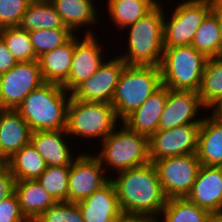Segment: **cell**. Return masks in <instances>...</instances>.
Listing matches in <instances>:
<instances>
[{
    "label": "cell",
    "mask_w": 222,
    "mask_h": 222,
    "mask_svg": "<svg viewBox=\"0 0 222 222\" xmlns=\"http://www.w3.org/2000/svg\"><path fill=\"white\" fill-rule=\"evenodd\" d=\"M110 180L123 212L159 218L167 198L153 162L118 172Z\"/></svg>",
    "instance_id": "cell-1"
},
{
    "label": "cell",
    "mask_w": 222,
    "mask_h": 222,
    "mask_svg": "<svg viewBox=\"0 0 222 222\" xmlns=\"http://www.w3.org/2000/svg\"><path fill=\"white\" fill-rule=\"evenodd\" d=\"M70 98L71 93L62 85L45 82L31 91L15 110L32 132L66 130Z\"/></svg>",
    "instance_id": "cell-2"
},
{
    "label": "cell",
    "mask_w": 222,
    "mask_h": 222,
    "mask_svg": "<svg viewBox=\"0 0 222 222\" xmlns=\"http://www.w3.org/2000/svg\"><path fill=\"white\" fill-rule=\"evenodd\" d=\"M160 2L126 29V53L118 56L128 65L160 66L164 51V8Z\"/></svg>",
    "instance_id": "cell-3"
},
{
    "label": "cell",
    "mask_w": 222,
    "mask_h": 222,
    "mask_svg": "<svg viewBox=\"0 0 222 222\" xmlns=\"http://www.w3.org/2000/svg\"><path fill=\"white\" fill-rule=\"evenodd\" d=\"M115 128L100 144V153H93L109 175L145 165L149 162V138L130 130L124 123ZM119 127H122L119 129ZM105 166V167H104Z\"/></svg>",
    "instance_id": "cell-4"
},
{
    "label": "cell",
    "mask_w": 222,
    "mask_h": 222,
    "mask_svg": "<svg viewBox=\"0 0 222 222\" xmlns=\"http://www.w3.org/2000/svg\"><path fill=\"white\" fill-rule=\"evenodd\" d=\"M160 66L126 64L112 98V106L122 122L160 87Z\"/></svg>",
    "instance_id": "cell-5"
},
{
    "label": "cell",
    "mask_w": 222,
    "mask_h": 222,
    "mask_svg": "<svg viewBox=\"0 0 222 222\" xmlns=\"http://www.w3.org/2000/svg\"><path fill=\"white\" fill-rule=\"evenodd\" d=\"M121 124L111 103L75 99L67 108L66 132L69 139H99L101 142Z\"/></svg>",
    "instance_id": "cell-6"
},
{
    "label": "cell",
    "mask_w": 222,
    "mask_h": 222,
    "mask_svg": "<svg viewBox=\"0 0 222 222\" xmlns=\"http://www.w3.org/2000/svg\"><path fill=\"white\" fill-rule=\"evenodd\" d=\"M206 61L192 45L164 47L160 64L162 86L199 92Z\"/></svg>",
    "instance_id": "cell-7"
},
{
    "label": "cell",
    "mask_w": 222,
    "mask_h": 222,
    "mask_svg": "<svg viewBox=\"0 0 222 222\" xmlns=\"http://www.w3.org/2000/svg\"><path fill=\"white\" fill-rule=\"evenodd\" d=\"M171 13L164 14V47L192 45L195 33L212 11L207 0H183Z\"/></svg>",
    "instance_id": "cell-8"
},
{
    "label": "cell",
    "mask_w": 222,
    "mask_h": 222,
    "mask_svg": "<svg viewBox=\"0 0 222 222\" xmlns=\"http://www.w3.org/2000/svg\"><path fill=\"white\" fill-rule=\"evenodd\" d=\"M153 163L167 199L187 197L201 166L196 153L165 157Z\"/></svg>",
    "instance_id": "cell-9"
},
{
    "label": "cell",
    "mask_w": 222,
    "mask_h": 222,
    "mask_svg": "<svg viewBox=\"0 0 222 222\" xmlns=\"http://www.w3.org/2000/svg\"><path fill=\"white\" fill-rule=\"evenodd\" d=\"M44 83L38 60L18 62L0 75V109H17L31 91Z\"/></svg>",
    "instance_id": "cell-10"
},
{
    "label": "cell",
    "mask_w": 222,
    "mask_h": 222,
    "mask_svg": "<svg viewBox=\"0 0 222 222\" xmlns=\"http://www.w3.org/2000/svg\"><path fill=\"white\" fill-rule=\"evenodd\" d=\"M92 29L85 30L82 38L80 34H75V48L72 57L71 68L68 79L62 84V87L72 93L81 83L89 79L106 60L102 52L103 43L100 44ZM78 35V36H77Z\"/></svg>",
    "instance_id": "cell-11"
},
{
    "label": "cell",
    "mask_w": 222,
    "mask_h": 222,
    "mask_svg": "<svg viewBox=\"0 0 222 222\" xmlns=\"http://www.w3.org/2000/svg\"><path fill=\"white\" fill-rule=\"evenodd\" d=\"M70 167L68 202L77 203L104 186L110 177L94 154L79 153Z\"/></svg>",
    "instance_id": "cell-12"
},
{
    "label": "cell",
    "mask_w": 222,
    "mask_h": 222,
    "mask_svg": "<svg viewBox=\"0 0 222 222\" xmlns=\"http://www.w3.org/2000/svg\"><path fill=\"white\" fill-rule=\"evenodd\" d=\"M201 123L185 124L166 130H157L149 138L151 162L170 156L197 153Z\"/></svg>",
    "instance_id": "cell-13"
},
{
    "label": "cell",
    "mask_w": 222,
    "mask_h": 222,
    "mask_svg": "<svg viewBox=\"0 0 222 222\" xmlns=\"http://www.w3.org/2000/svg\"><path fill=\"white\" fill-rule=\"evenodd\" d=\"M108 59L86 81L81 83L71 96L78 100L111 103L115 88L126 63L116 55Z\"/></svg>",
    "instance_id": "cell-14"
},
{
    "label": "cell",
    "mask_w": 222,
    "mask_h": 222,
    "mask_svg": "<svg viewBox=\"0 0 222 222\" xmlns=\"http://www.w3.org/2000/svg\"><path fill=\"white\" fill-rule=\"evenodd\" d=\"M201 109L203 111L207 108L202 104L198 92L168 88L165 108L159 120V130L171 129L185 124L201 123L204 118L203 116L199 117Z\"/></svg>",
    "instance_id": "cell-15"
},
{
    "label": "cell",
    "mask_w": 222,
    "mask_h": 222,
    "mask_svg": "<svg viewBox=\"0 0 222 222\" xmlns=\"http://www.w3.org/2000/svg\"><path fill=\"white\" fill-rule=\"evenodd\" d=\"M186 198L211 214H220L222 210V166L201 165Z\"/></svg>",
    "instance_id": "cell-16"
},
{
    "label": "cell",
    "mask_w": 222,
    "mask_h": 222,
    "mask_svg": "<svg viewBox=\"0 0 222 222\" xmlns=\"http://www.w3.org/2000/svg\"><path fill=\"white\" fill-rule=\"evenodd\" d=\"M77 204L84 222H114L123 212L111 180Z\"/></svg>",
    "instance_id": "cell-17"
},
{
    "label": "cell",
    "mask_w": 222,
    "mask_h": 222,
    "mask_svg": "<svg viewBox=\"0 0 222 222\" xmlns=\"http://www.w3.org/2000/svg\"><path fill=\"white\" fill-rule=\"evenodd\" d=\"M66 137H69L66 130L34 131L30 143L47 166H71L77 157L73 156L74 150Z\"/></svg>",
    "instance_id": "cell-18"
},
{
    "label": "cell",
    "mask_w": 222,
    "mask_h": 222,
    "mask_svg": "<svg viewBox=\"0 0 222 222\" xmlns=\"http://www.w3.org/2000/svg\"><path fill=\"white\" fill-rule=\"evenodd\" d=\"M168 88L161 86L123 121L130 130L150 138L159 130V120L165 108Z\"/></svg>",
    "instance_id": "cell-19"
},
{
    "label": "cell",
    "mask_w": 222,
    "mask_h": 222,
    "mask_svg": "<svg viewBox=\"0 0 222 222\" xmlns=\"http://www.w3.org/2000/svg\"><path fill=\"white\" fill-rule=\"evenodd\" d=\"M31 129L14 109H0V157L7 161L30 143Z\"/></svg>",
    "instance_id": "cell-20"
},
{
    "label": "cell",
    "mask_w": 222,
    "mask_h": 222,
    "mask_svg": "<svg viewBox=\"0 0 222 222\" xmlns=\"http://www.w3.org/2000/svg\"><path fill=\"white\" fill-rule=\"evenodd\" d=\"M196 154L201 165L222 166V121L210 114L201 122Z\"/></svg>",
    "instance_id": "cell-21"
},
{
    "label": "cell",
    "mask_w": 222,
    "mask_h": 222,
    "mask_svg": "<svg viewBox=\"0 0 222 222\" xmlns=\"http://www.w3.org/2000/svg\"><path fill=\"white\" fill-rule=\"evenodd\" d=\"M75 48V35L64 45L38 58L44 82L62 85L69 76Z\"/></svg>",
    "instance_id": "cell-22"
},
{
    "label": "cell",
    "mask_w": 222,
    "mask_h": 222,
    "mask_svg": "<svg viewBox=\"0 0 222 222\" xmlns=\"http://www.w3.org/2000/svg\"><path fill=\"white\" fill-rule=\"evenodd\" d=\"M57 13L61 16L64 24L74 34L80 32L82 27L96 26L99 22V16L94 0H50ZM92 25V26H91Z\"/></svg>",
    "instance_id": "cell-23"
},
{
    "label": "cell",
    "mask_w": 222,
    "mask_h": 222,
    "mask_svg": "<svg viewBox=\"0 0 222 222\" xmlns=\"http://www.w3.org/2000/svg\"><path fill=\"white\" fill-rule=\"evenodd\" d=\"M17 27L26 31L69 29L50 0H31Z\"/></svg>",
    "instance_id": "cell-24"
},
{
    "label": "cell",
    "mask_w": 222,
    "mask_h": 222,
    "mask_svg": "<svg viewBox=\"0 0 222 222\" xmlns=\"http://www.w3.org/2000/svg\"><path fill=\"white\" fill-rule=\"evenodd\" d=\"M15 193L25 217H38L56 203L37 180L16 181Z\"/></svg>",
    "instance_id": "cell-25"
},
{
    "label": "cell",
    "mask_w": 222,
    "mask_h": 222,
    "mask_svg": "<svg viewBox=\"0 0 222 222\" xmlns=\"http://www.w3.org/2000/svg\"><path fill=\"white\" fill-rule=\"evenodd\" d=\"M160 0H107L110 19L121 32L150 12Z\"/></svg>",
    "instance_id": "cell-26"
},
{
    "label": "cell",
    "mask_w": 222,
    "mask_h": 222,
    "mask_svg": "<svg viewBox=\"0 0 222 222\" xmlns=\"http://www.w3.org/2000/svg\"><path fill=\"white\" fill-rule=\"evenodd\" d=\"M16 181L36 180L47 168L46 162L35 150L31 143L15 152L7 161Z\"/></svg>",
    "instance_id": "cell-27"
},
{
    "label": "cell",
    "mask_w": 222,
    "mask_h": 222,
    "mask_svg": "<svg viewBox=\"0 0 222 222\" xmlns=\"http://www.w3.org/2000/svg\"><path fill=\"white\" fill-rule=\"evenodd\" d=\"M207 210L200 208L195 203L184 198L167 199L160 213L158 222H207L209 216ZM161 220V221H160Z\"/></svg>",
    "instance_id": "cell-28"
},
{
    "label": "cell",
    "mask_w": 222,
    "mask_h": 222,
    "mask_svg": "<svg viewBox=\"0 0 222 222\" xmlns=\"http://www.w3.org/2000/svg\"><path fill=\"white\" fill-rule=\"evenodd\" d=\"M192 46L207 59L222 56V42L216 16L210 12L195 33Z\"/></svg>",
    "instance_id": "cell-29"
},
{
    "label": "cell",
    "mask_w": 222,
    "mask_h": 222,
    "mask_svg": "<svg viewBox=\"0 0 222 222\" xmlns=\"http://www.w3.org/2000/svg\"><path fill=\"white\" fill-rule=\"evenodd\" d=\"M198 93L207 110L222 97V56L207 59Z\"/></svg>",
    "instance_id": "cell-30"
},
{
    "label": "cell",
    "mask_w": 222,
    "mask_h": 222,
    "mask_svg": "<svg viewBox=\"0 0 222 222\" xmlns=\"http://www.w3.org/2000/svg\"><path fill=\"white\" fill-rule=\"evenodd\" d=\"M0 37L17 62L38 60L30 41L29 31L19 29L17 26L6 27L2 28Z\"/></svg>",
    "instance_id": "cell-31"
},
{
    "label": "cell",
    "mask_w": 222,
    "mask_h": 222,
    "mask_svg": "<svg viewBox=\"0 0 222 222\" xmlns=\"http://www.w3.org/2000/svg\"><path fill=\"white\" fill-rule=\"evenodd\" d=\"M71 166H47L36 179L56 202H68V176Z\"/></svg>",
    "instance_id": "cell-32"
},
{
    "label": "cell",
    "mask_w": 222,
    "mask_h": 222,
    "mask_svg": "<svg viewBox=\"0 0 222 222\" xmlns=\"http://www.w3.org/2000/svg\"><path fill=\"white\" fill-rule=\"evenodd\" d=\"M75 34L70 29L29 31L30 41L38 58L67 43Z\"/></svg>",
    "instance_id": "cell-33"
},
{
    "label": "cell",
    "mask_w": 222,
    "mask_h": 222,
    "mask_svg": "<svg viewBox=\"0 0 222 222\" xmlns=\"http://www.w3.org/2000/svg\"><path fill=\"white\" fill-rule=\"evenodd\" d=\"M44 222H84L77 203L56 202L39 216Z\"/></svg>",
    "instance_id": "cell-34"
},
{
    "label": "cell",
    "mask_w": 222,
    "mask_h": 222,
    "mask_svg": "<svg viewBox=\"0 0 222 222\" xmlns=\"http://www.w3.org/2000/svg\"><path fill=\"white\" fill-rule=\"evenodd\" d=\"M31 0H0V26L14 27L25 14Z\"/></svg>",
    "instance_id": "cell-35"
},
{
    "label": "cell",
    "mask_w": 222,
    "mask_h": 222,
    "mask_svg": "<svg viewBox=\"0 0 222 222\" xmlns=\"http://www.w3.org/2000/svg\"><path fill=\"white\" fill-rule=\"evenodd\" d=\"M24 217L16 193L0 201V222H22Z\"/></svg>",
    "instance_id": "cell-36"
},
{
    "label": "cell",
    "mask_w": 222,
    "mask_h": 222,
    "mask_svg": "<svg viewBox=\"0 0 222 222\" xmlns=\"http://www.w3.org/2000/svg\"><path fill=\"white\" fill-rule=\"evenodd\" d=\"M16 179L10 169L5 166L0 171V201L15 193Z\"/></svg>",
    "instance_id": "cell-37"
},
{
    "label": "cell",
    "mask_w": 222,
    "mask_h": 222,
    "mask_svg": "<svg viewBox=\"0 0 222 222\" xmlns=\"http://www.w3.org/2000/svg\"><path fill=\"white\" fill-rule=\"evenodd\" d=\"M18 62L7 49L3 39L0 37V75L12 69Z\"/></svg>",
    "instance_id": "cell-38"
},
{
    "label": "cell",
    "mask_w": 222,
    "mask_h": 222,
    "mask_svg": "<svg viewBox=\"0 0 222 222\" xmlns=\"http://www.w3.org/2000/svg\"><path fill=\"white\" fill-rule=\"evenodd\" d=\"M114 222H158V220L149 215L122 212Z\"/></svg>",
    "instance_id": "cell-39"
},
{
    "label": "cell",
    "mask_w": 222,
    "mask_h": 222,
    "mask_svg": "<svg viewBox=\"0 0 222 222\" xmlns=\"http://www.w3.org/2000/svg\"><path fill=\"white\" fill-rule=\"evenodd\" d=\"M212 109V110H211ZM211 111V115L222 121V97H220L216 102H214L209 108L208 111Z\"/></svg>",
    "instance_id": "cell-40"
},
{
    "label": "cell",
    "mask_w": 222,
    "mask_h": 222,
    "mask_svg": "<svg viewBox=\"0 0 222 222\" xmlns=\"http://www.w3.org/2000/svg\"><path fill=\"white\" fill-rule=\"evenodd\" d=\"M217 18L222 42V5H212L211 11Z\"/></svg>",
    "instance_id": "cell-41"
},
{
    "label": "cell",
    "mask_w": 222,
    "mask_h": 222,
    "mask_svg": "<svg viewBox=\"0 0 222 222\" xmlns=\"http://www.w3.org/2000/svg\"><path fill=\"white\" fill-rule=\"evenodd\" d=\"M207 222H222L221 214H211L207 220Z\"/></svg>",
    "instance_id": "cell-42"
},
{
    "label": "cell",
    "mask_w": 222,
    "mask_h": 222,
    "mask_svg": "<svg viewBox=\"0 0 222 222\" xmlns=\"http://www.w3.org/2000/svg\"><path fill=\"white\" fill-rule=\"evenodd\" d=\"M22 222H44V221L38 216V217H24Z\"/></svg>",
    "instance_id": "cell-43"
},
{
    "label": "cell",
    "mask_w": 222,
    "mask_h": 222,
    "mask_svg": "<svg viewBox=\"0 0 222 222\" xmlns=\"http://www.w3.org/2000/svg\"><path fill=\"white\" fill-rule=\"evenodd\" d=\"M211 5H222V0H207Z\"/></svg>",
    "instance_id": "cell-44"
},
{
    "label": "cell",
    "mask_w": 222,
    "mask_h": 222,
    "mask_svg": "<svg viewBox=\"0 0 222 222\" xmlns=\"http://www.w3.org/2000/svg\"><path fill=\"white\" fill-rule=\"evenodd\" d=\"M6 166V161L0 157V171Z\"/></svg>",
    "instance_id": "cell-45"
}]
</instances>
